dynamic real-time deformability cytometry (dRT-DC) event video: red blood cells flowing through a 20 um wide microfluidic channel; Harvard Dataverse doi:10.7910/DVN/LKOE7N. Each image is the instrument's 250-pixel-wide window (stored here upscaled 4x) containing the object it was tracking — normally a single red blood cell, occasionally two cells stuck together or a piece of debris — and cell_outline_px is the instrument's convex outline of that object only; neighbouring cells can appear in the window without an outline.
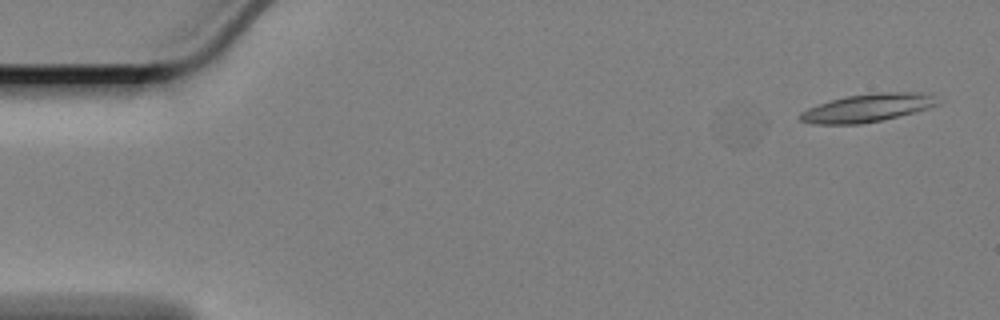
{"species": "Egyptian fruit bat (a non-hibernating species)", "species_latin": "Rousettus aegyptiacus", "temperature_condition": "cold", "stored_images_in_passage": 10, "camera_frame_rate_fps": 3000, "um_per_image_px": 0.085, "animal": {"sex": "female"}, "frame": {"image": 1, "passage_image": 1, "time_ms": 0.0, "image_size_px": [1000, 320], "cell_outline_px": [[940, 104], [928, 108], [880, 120], [860, 124], [812, 124], [800, 120], [796, 116], [800, 112], [808, 108], [832, 100], [848, 96], [880, 92], [924, 92], [932, 96]], "centroid_in_image_um": [73.69, 9.17], "position_along_channel_um": 11.3, "area_um2": 22.14}}